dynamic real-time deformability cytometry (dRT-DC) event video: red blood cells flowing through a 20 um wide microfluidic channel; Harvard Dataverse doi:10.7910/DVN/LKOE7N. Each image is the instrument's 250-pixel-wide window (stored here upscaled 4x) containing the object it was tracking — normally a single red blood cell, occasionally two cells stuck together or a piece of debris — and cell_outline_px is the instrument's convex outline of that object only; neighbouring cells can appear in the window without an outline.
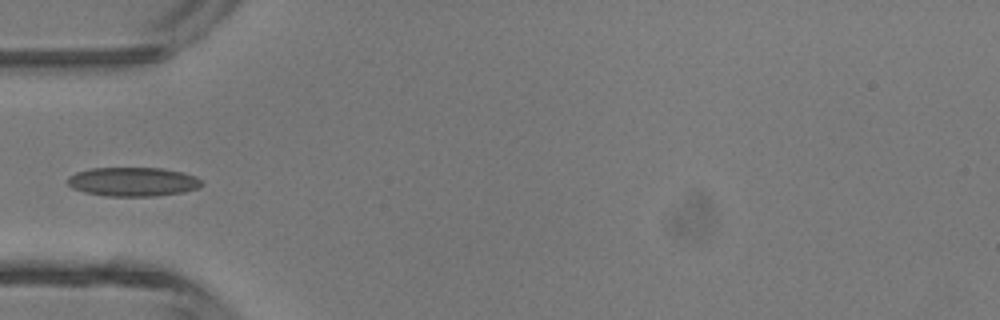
{"species": "common noctule bat (a hibernating species)", "species_latin": "Nyctalus noctula", "temperature_condition": "room temperature", "stored_images_in_passage": 3, "camera_frame_rate_fps": 3000, "um_per_image_px": 0.085, "animal": {"sex": "male", "body_mass_g": 13.3}, "frame": {"image": 1, "passage_image": 3, "time_ms": 0.667, "image_size_px": [1000, 320], "cell_outline_px": [[204, 184], [200, 188], [184, 192], [156, 196], [108, 196], [84, 192], [72, 188], [68, 184], [68, 176], [76, 172], [92, 168], [164, 168], [196, 176]], "centroid_in_image_um": [11.32, 15.45], "position_along_channel_um": 73.7, "area_um2": 22.77}}